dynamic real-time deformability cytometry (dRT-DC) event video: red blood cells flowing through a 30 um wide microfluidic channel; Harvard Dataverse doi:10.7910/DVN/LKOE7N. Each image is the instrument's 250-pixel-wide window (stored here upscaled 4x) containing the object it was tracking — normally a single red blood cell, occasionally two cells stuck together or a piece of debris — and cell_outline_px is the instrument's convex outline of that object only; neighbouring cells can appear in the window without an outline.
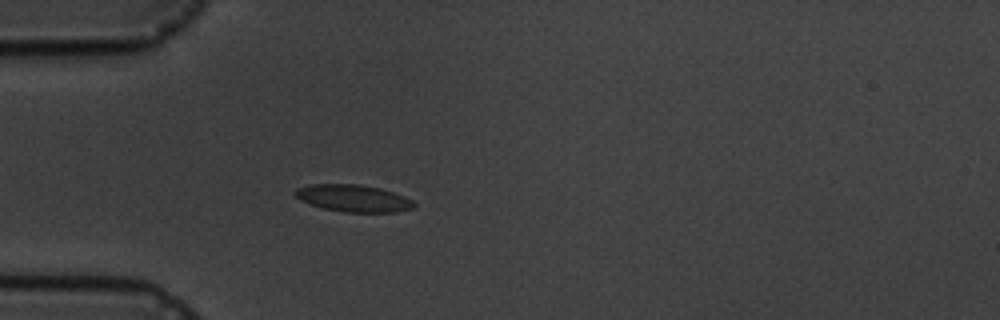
{"species": "common noctule bat (a hibernating species)", "species_latin": "Nyctalus noctula", "temperature_condition": "cold", "stored_images_in_passage": 4, "camera_frame_rate_fps": 3000, "um_per_image_px": 0.085, "animal": {"sex": "male", "body_mass_g": 19.5, "forearm_length_mm": 54.6}, "frame": {"image": 1, "passage_image": 4, "time_ms": 3.333, "image_size_px": [1000, 320], "cell_outline_px": [[416, 204], [412, 208], [396, 212], [344, 212], [324, 208], [308, 204], [300, 200], [292, 192], [296, 188], [308, 184], [360, 184], [380, 188], [404, 196], [412, 200]], "centroid_in_image_um": [29.99, 16.84], "position_along_channel_um": 55.0, "area_um2": 18.84}}